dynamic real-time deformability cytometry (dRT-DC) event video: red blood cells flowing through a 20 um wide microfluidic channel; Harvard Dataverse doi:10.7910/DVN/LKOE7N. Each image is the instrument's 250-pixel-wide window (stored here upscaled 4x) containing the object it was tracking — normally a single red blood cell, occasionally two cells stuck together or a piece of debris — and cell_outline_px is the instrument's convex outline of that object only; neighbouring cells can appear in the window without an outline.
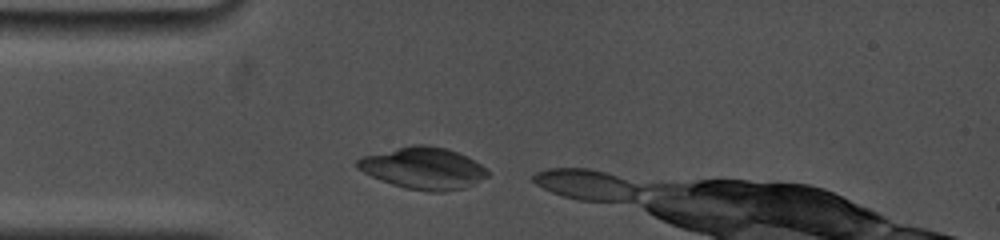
{"species": "common noctule bat (a hibernating species)", "species_latin": "Nyctalus noctula", "temperature_condition": "cold", "stored_images_in_passage": 6, "camera_frame_rate_fps": 5000, "um_per_image_px": 0.085, "animal": {"sex": "female", "body_mass_g": 19.0, "forearm_length_mm": 53.3}, "frame": {"image": 1, "passage_image": 3, "time_ms": 0.6, "image_size_px": [1000, 240], "cell_outline_px": [[488, 176], [464, 188], [444, 192], [428, 192], [404, 188], [380, 180], [356, 168], [356, 160], [364, 156], [412, 144], [428, 144], [448, 148], [468, 156], [480, 164], [488, 172]], "centroid_in_image_um": [35.98, 14.29], "position_along_channel_um": 49.0, "area_um2": 31.79}}